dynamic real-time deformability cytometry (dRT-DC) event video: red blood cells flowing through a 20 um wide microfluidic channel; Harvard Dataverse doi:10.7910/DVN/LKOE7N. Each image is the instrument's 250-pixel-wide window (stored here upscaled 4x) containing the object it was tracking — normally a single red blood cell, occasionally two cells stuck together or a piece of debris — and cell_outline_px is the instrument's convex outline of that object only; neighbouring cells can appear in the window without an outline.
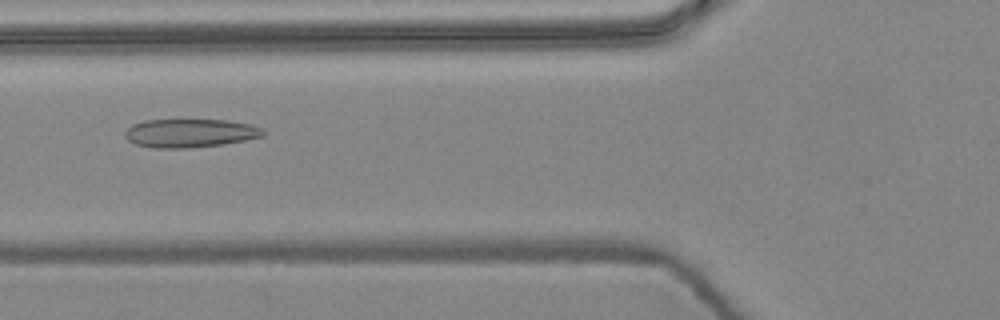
{"species": "common noctule bat (a hibernating species)", "species_latin": "Nyctalus noctula", "temperature_condition": "warm", "stored_images_in_passage": 7, "camera_frame_rate_fps": 3000, "um_per_image_px": 0.085, "animal": {"sex": "female", "body_mass_g": 24.6, "forearm_length_mm": 56.2}, "frame": {"image": 1, "passage_image": 5, "time_ms": 1.333, "image_size_px": [1000, 320], "cell_outline_px": [[264, 136], [244, 140], [220, 144], [188, 148], [152, 148], [136, 144], [128, 140], [124, 136], [124, 132], [132, 124], [144, 120], [224, 120], [248, 124], [264, 128]], "centroid_in_image_um": [16.11, 11.31], "position_along_channel_um": 109.7, "area_um2": 22.83}}
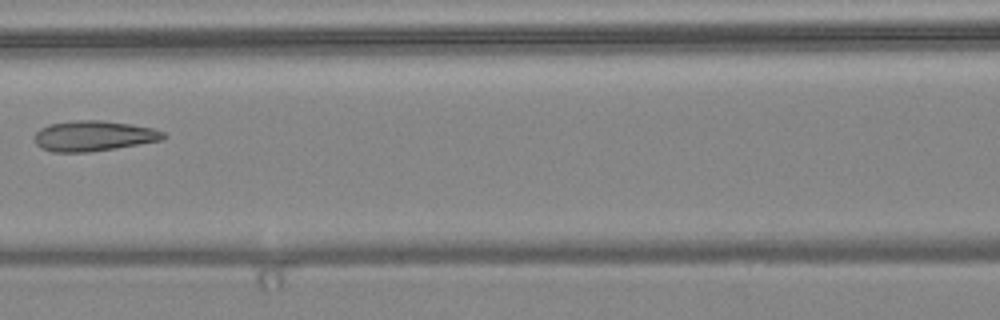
{"frame": {"image": 2, "passage_image": 6, "time_ms": 1.667, "image_size_px": [1000, 320], "cell_outline_px": [[168, 136], [164, 140], [116, 148], [88, 152], [52, 152], [40, 148], [36, 144], [36, 132], [40, 128], [48, 124], [76, 120], [104, 120], [132, 124], [152, 128], [164, 132]], "centroid_in_image_um": [7.99, 11.55], "position_along_channel_um": 158.6, "area_um2": 23.0}}
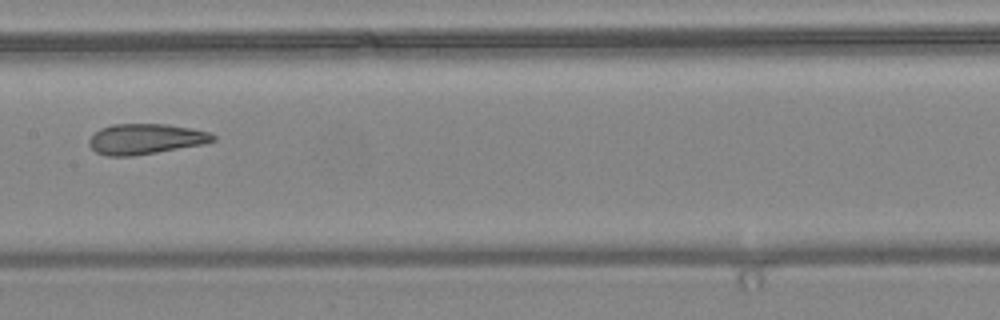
{"frame": {"image": 3, "passage_image": 7, "time_ms": 2.0, "image_size_px": [1000, 320], "cell_outline_px": [[216, 140], [204, 144], [132, 156], [104, 156], [96, 152], [88, 144], [88, 140], [100, 128], [112, 124], [168, 124], [192, 128], [208, 132], [216, 136]], "centroid_in_image_um": [12.36, 11.81], "position_along_channel_um": 195.0, "area_um2": 22.02}}